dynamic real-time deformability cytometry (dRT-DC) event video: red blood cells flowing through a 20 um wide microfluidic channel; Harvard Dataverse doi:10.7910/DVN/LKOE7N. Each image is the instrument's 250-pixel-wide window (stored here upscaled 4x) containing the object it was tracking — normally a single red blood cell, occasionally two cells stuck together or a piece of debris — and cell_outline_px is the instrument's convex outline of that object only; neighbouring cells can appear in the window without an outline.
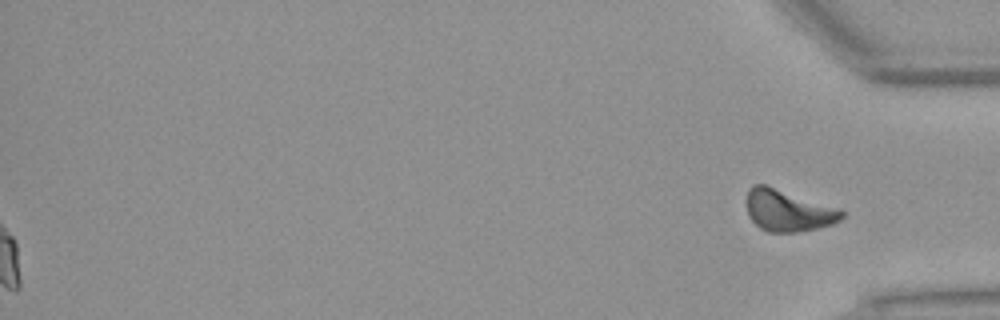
{"species": "Egyptian fruit bat (a non-hibernating species)", "species_latin": "Rousettus aegyptiacus", "temperature_condition": "warm", "stored_images_in_passage": 40, "segment_of_instrument_passage": [2, 2], "camera_frame_rate_fps": 3000, "um_per_image_px": 0.085, "animal": {"sex": "female"}, "frame": {"image": 1, "passage_image": 40, "time_ms": 13.0, "image_size_px": [1000, 320], "cell_outline_px": [[844, 216], [840, 220], [832, 224], [816, 228], [796, 232], [768, 232], [760, 228], [748, 216], [744, 204], [744, 200], [748, 188], [756, 184], [764, 184], [840, 208], [844, 212]], "centroid_in_image_um": [66.93, 17.88], "position_along_channel_um": 368.3, "area_um2": 23.35}}